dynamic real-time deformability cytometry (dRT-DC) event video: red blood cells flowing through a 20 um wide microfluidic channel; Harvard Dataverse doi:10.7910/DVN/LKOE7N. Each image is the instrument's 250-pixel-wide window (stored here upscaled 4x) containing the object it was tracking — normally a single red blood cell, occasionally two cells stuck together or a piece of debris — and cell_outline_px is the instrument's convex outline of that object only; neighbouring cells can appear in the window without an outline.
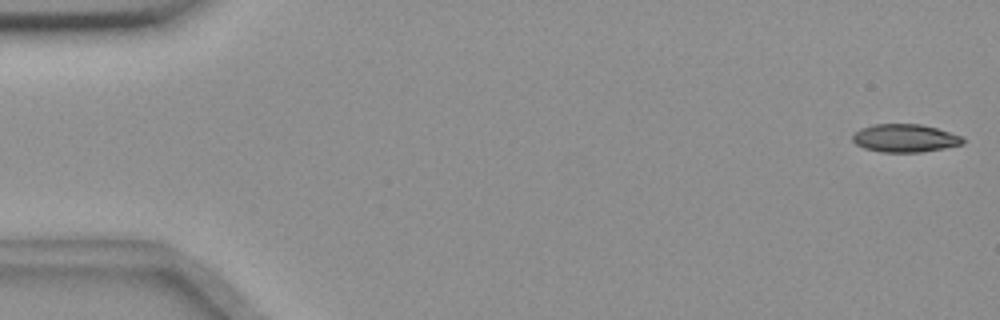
{"species": "common noctule bat (a hibernating species)", "species_latin": "Nyctalus noctula", "temperature_condition": "room temperature", "stored_images_in_passage": 5, "camera_frame_rate_fps": 3000, "um_per_image_px": 0.085, "animal": {"sex": "female", "body_mass_g": 18.4}, "frame": {"image": 1, "passage_image": 1, "time_ms": 0.0, "image_size_px": [1000, 320], "cell_outline_px": [[964, 144], [944, 148], [920, 152], [880, 152], [864, 148], [856, 144], [852, 140], [852, 136], [860, 128], [872, 124], [920, 124], [936, 128], [964, 136]], "centroid_in_image_um": [76.93, 11.74], "position_along_channel_um": 8.1, "area_um2": 18.09}}